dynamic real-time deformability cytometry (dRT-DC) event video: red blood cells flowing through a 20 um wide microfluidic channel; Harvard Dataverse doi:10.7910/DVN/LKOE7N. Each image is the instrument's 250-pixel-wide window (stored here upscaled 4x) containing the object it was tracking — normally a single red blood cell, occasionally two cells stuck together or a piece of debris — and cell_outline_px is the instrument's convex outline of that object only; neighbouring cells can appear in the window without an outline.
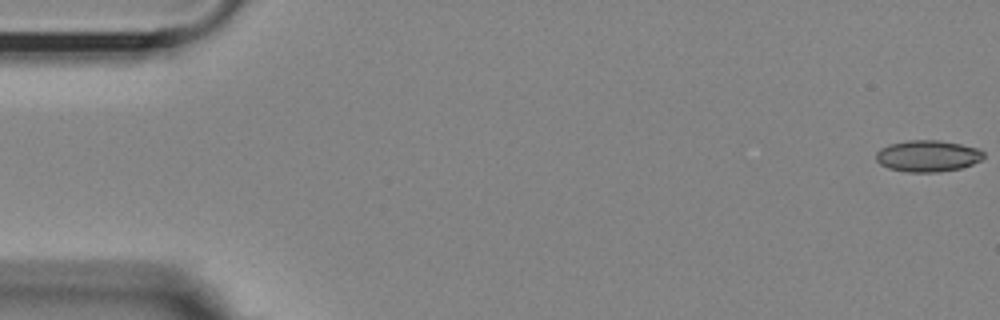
{"species": "Egyptian fruit bat (a non-hibernating species)", "species_latin": "Rousettus aegyptiacus", "temperature_condition": "room temperature", "stored_images_in_passage": 8, "camera_frame_rate_fps": 3000, "um_per_image_px": 0.085, "animal": {"sex": "female"}, "frame": {"image": 1, "passage_image": 1, "time_ms": 0.0, "image_size_px": [1000, 320], "cell_outline_px": [[984, 156], [980, 160], [972, 164], [960, 168], [940, 172], [908, 172], [888, 168], [880, 164], [876, 160], [876, 152], [880, 148], [888, 144], [908, 140], [940, 140], [980, 148], [984, 152]], "centroid_in_image_um": [78.84, 13.25], "position_along_channel_um": 6.2, "area_um2": 19.88}}